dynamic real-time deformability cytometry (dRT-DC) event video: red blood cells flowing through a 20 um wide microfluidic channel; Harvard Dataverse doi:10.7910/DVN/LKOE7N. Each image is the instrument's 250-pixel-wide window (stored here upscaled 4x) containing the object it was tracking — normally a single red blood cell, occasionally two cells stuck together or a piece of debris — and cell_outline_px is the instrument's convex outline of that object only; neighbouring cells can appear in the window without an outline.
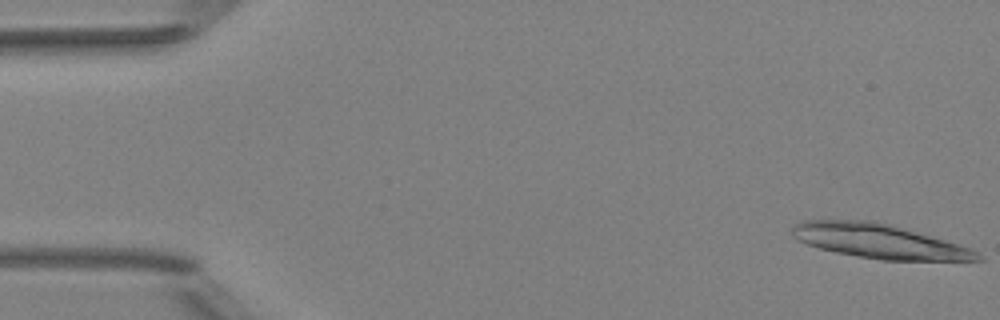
{"species": "Egyptian fruit bat (a non-hibernating species)", "species_latin": "Rousettus aegyptiacus", "temperature_condition": "room temperature", "stored_images_in_passage": 38, "camera_frame_rate_fps": 3000, "um_per_image_px": 0.085, "animal": {"sex": "female"}, "frame": {"image": 1, "passage_image": 1, "time_ms": 0.0, "image_size_px": [1000, 320], "cell_outline_px": [[984, 260], [880, 260], [856, 256], [836, 252], [820, 248], [796, 240], [792, 236], [792, 228], [800, 220], [876, 220], [892, 224], [944, 240], [968, 248], [984, 256]], "centroid_in_image_um": [74.67, 20.49], "position_along_channel_um": 10.3, "area_um2": 36.88}}
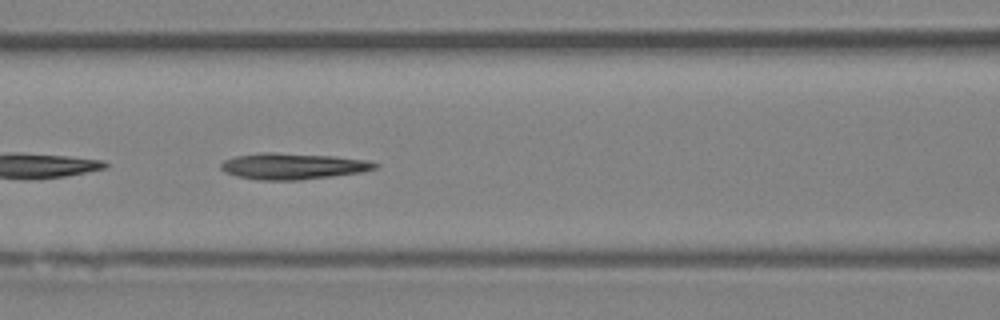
{"frame": {"image": 2, "passage_image": 22, "time_ms": 7.0, "image_size_px": [1000, 320], "cell_outline_px": [[380, 164], [376, 168], [364, 172], [300, 180], [256, 180], [236, 176], [224, 172], [220, 168], [220, 164], [224, 160], [236, 156], [264, 152], [272, 152], [332, 156], [368, 160]], "centroid_in_image_um": [24.89, 14.13], "position_along_channel_um": 141.7, "area_um2": 23.64}}
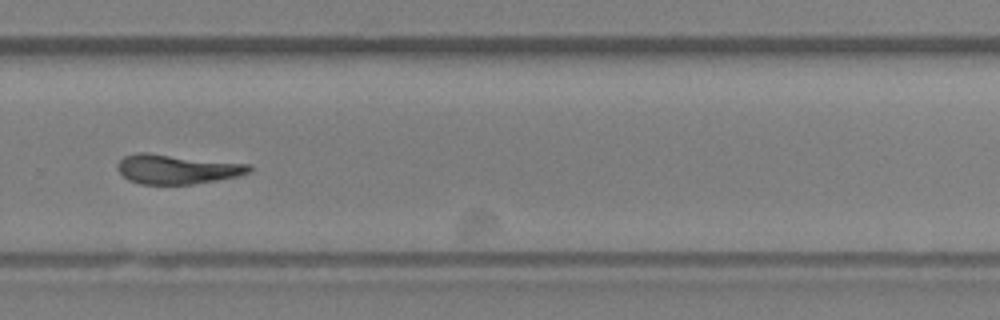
{"frame": {"image": 3, "passage_image": 35, "time_ms": 11.333, "image_size_px": [1000, 320], "cell_outline_px": [[252, 168], [248, 172], [236, 176], [216, 180], [192, 184], [140, 184], [128, 180], [116, 168], [116, 164], [124, 156], [136, 152], [148, 152], [252, 164]], "centroid_in_image_um": [15.01, 14.36], "position_along_channel_um": 314.8, "area_um2": 22.77}}